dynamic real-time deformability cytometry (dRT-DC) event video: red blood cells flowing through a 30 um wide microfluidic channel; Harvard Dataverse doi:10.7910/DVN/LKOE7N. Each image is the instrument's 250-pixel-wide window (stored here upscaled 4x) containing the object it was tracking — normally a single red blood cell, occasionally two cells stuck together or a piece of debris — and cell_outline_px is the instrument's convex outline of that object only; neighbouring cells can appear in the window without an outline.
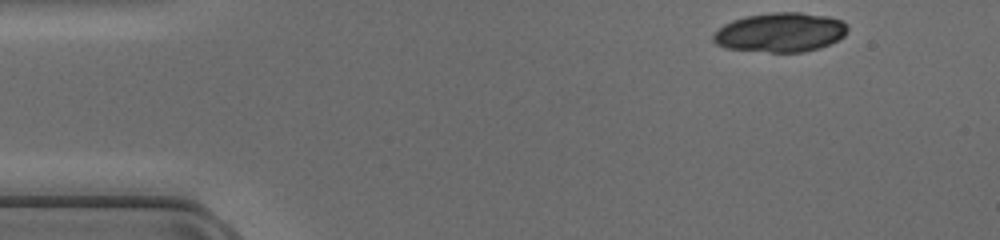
{"species": "common noctule bat (a hibernating species)", "species_latin": "Nyctalus noctula", "temperature_condition": "cold", "stored_images_in_passage": 31, "camera_frame_rate_fps": 3000, "um_per_image_px": 0.085, "animal": {"sex": "female", "body_mass_g": 17.0, "forearm_length_mm": 48.0}, "frame": {"image": 1, "passage_image": 1, "time_ms": 0.0, "image_size_px": [1000, 240], "cell_outline_px": [[848, 28], [844, 36], [820, 48], [804, 52], [768, 52], [724, 48], [716, 44], [712, 40], [712, 36], [724, 24], [732, 20], [744, 16], [772, 12], [800, 12], [828, 16], [840, 20]], "centroid_in_image_um": [66.29, 2.75], "position_along_channel_um": 18.7, "area_um2": 30.81}}